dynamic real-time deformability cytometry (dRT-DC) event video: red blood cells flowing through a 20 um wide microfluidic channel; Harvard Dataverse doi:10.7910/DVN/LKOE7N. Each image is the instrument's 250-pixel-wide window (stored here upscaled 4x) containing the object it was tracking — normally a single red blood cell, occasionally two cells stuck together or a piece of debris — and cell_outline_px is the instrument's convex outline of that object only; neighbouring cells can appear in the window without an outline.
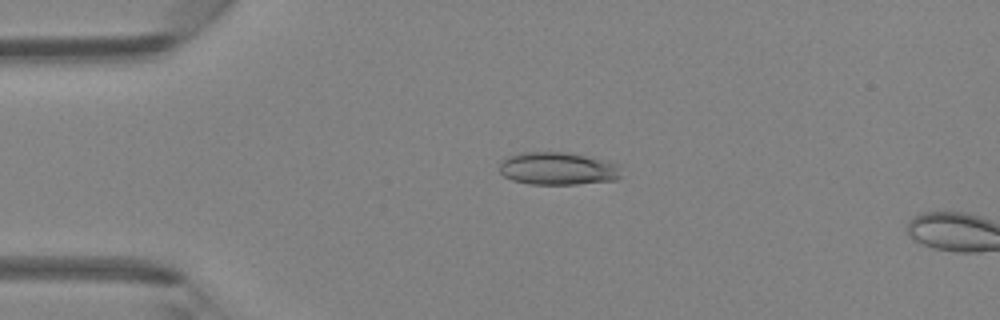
{"species": "Egyptian fruit bat (a non-hibernating species)", "species_latin": "Rousettus aegyptiacus", "temperature_condition": "room temperature", "stored_images_in_passage": 13, "camera_frame_rate_fps": 3000, "um_per_image_px": 0.085, "animal": {"sex": "female"}, "frame": {"image": 1, "passage_image": 11, "time_ms": 3.333, "image_size_px": [1000, 320], "cell_outline_px": [[620, 176], [616, 180], [576, 184], [528, 184], [512, 180], [504, 176], [500, 172], [500, 160], [508, 156], [520, 152], [568, 152], [604, 160], [620, 164]], "centroid_in_image_um": [47.4, 14.32], "position_along_channel_um": 37.6, "area_um2": 23.41}}